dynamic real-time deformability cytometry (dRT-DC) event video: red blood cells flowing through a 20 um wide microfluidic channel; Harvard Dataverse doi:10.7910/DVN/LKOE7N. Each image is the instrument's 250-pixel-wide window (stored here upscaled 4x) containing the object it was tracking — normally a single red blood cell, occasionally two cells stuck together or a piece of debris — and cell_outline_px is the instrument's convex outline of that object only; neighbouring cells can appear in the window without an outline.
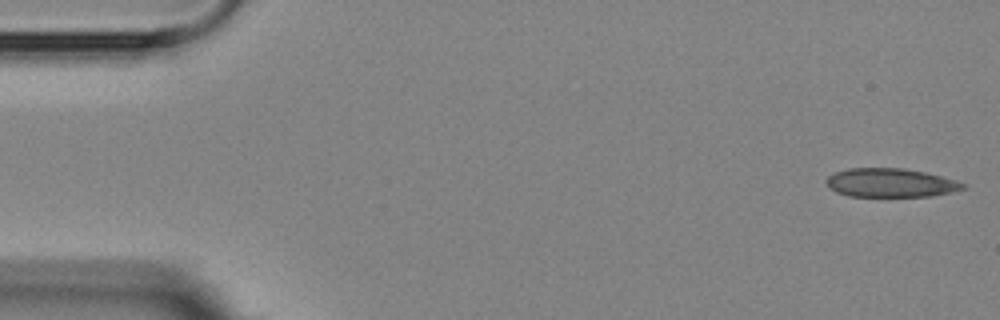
{"species": "Egyptian fruit bat (a non-hibernating species)", "species_latin": "Rousettus aegyptiacus", "temperature_condition": "room temperature", "stored_images_in_passage": 5, "camera_frame_rate_fps": 3000, "um_per_image_px": 0.085, "animal": {"sex": "female"}, "frame": {"image": 1, "passage_image": 1, "time_ms": 0.0, "image_size_px": [1000, 320], "cell_outline_px": [[964, 188], [932, 196], [848, 196], [836, 192], [824, 180], [828, 176], [836, 172], [848, 168], [904, 168], [924, 172], [956, 180], [964, 184]], "centroid_in_image_um": [75.66, 15.53], "position_along_channel_um": 9.3, "area_um2": 22.6}}
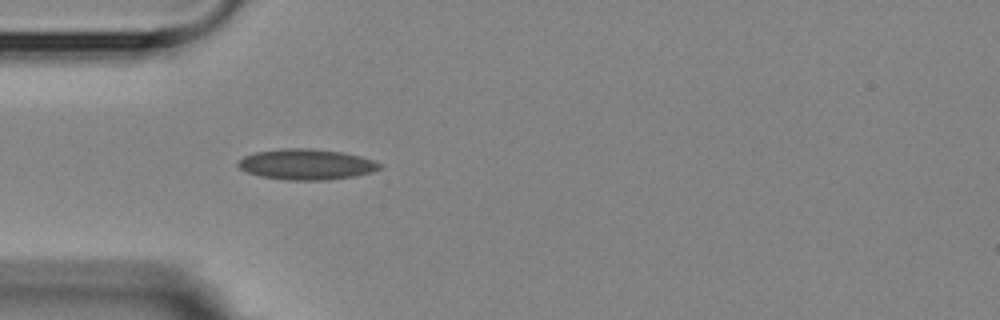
{"frame": {"image": 2, "passage_image": 5, "time_ms": 4.667, "image_size_px": [1000, 320], "cell_outline_px": [[384, 168], [372, 172], [352, 176], [328, 180], [288, 180], [260, 176], [248, 172], [240, 168], [236, 164], [244, 156], [256, 152], [284, 148], [308, 148], [340, 152], [372, 160], [384, 164]], "centroid_in_image_um": [26.05, 13.97], "position_along_channel_um": 58.9, "area_um2": 25.09}}